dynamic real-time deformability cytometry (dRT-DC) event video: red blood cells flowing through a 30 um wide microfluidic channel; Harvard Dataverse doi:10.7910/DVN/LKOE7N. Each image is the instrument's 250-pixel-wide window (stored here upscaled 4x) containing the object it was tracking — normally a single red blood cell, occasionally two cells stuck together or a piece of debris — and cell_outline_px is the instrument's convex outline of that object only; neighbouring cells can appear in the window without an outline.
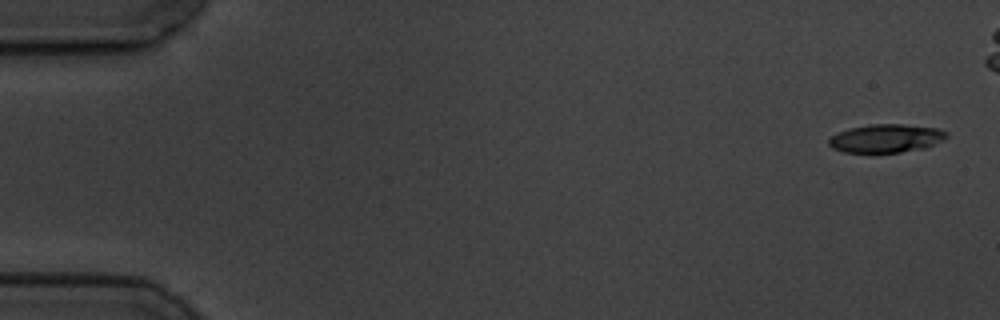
{"species": "common noctule bat (a hibernating species)", "species_latin": "Nyctalus noctula", "temperature_condition": "cold", "stored_images_in_passage": 11, "camera_frame_rate_fps": 3000, "um_per_image_px": 0.085, "animal": {"sex": "male", "body_mass_g": 19.5, "forearm_length_mm": 54.6}, "frame": {"image": 1, "passage_image": 1, "time_ms": 0.0, "image_size_px": [1000, 320], "cell_outline_px": [[948, 136], [944, 140], [924, 148], [900, 152], [872, 156], [844, 152], [832, 148], [828, 144], [828, 140], [832, 136], [840, 132], [852, 128], [872, 124], [904, 124], [940, 128], [948, 132]], "centroid_in_image_um": [75.32, 11.8], "position_along_channel_um": 9.7, "area_um2": 20.17}}
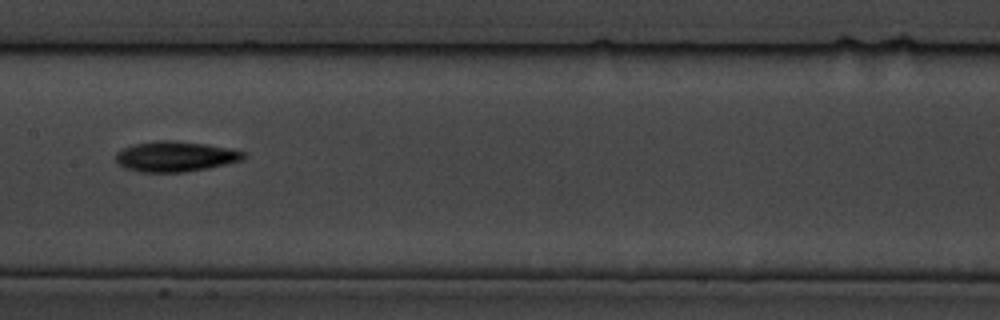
{"frame": {"image": 2, "passage_image": 8, "time_ms": 9.0, "image_size_px": [1000, 320], "cell_outline_px": [[248, 156], [244, 160], [208, 168], [184, 172], [140, 172], [124, 168], [116, 160], [116, 152], [124, 148], [136, 144], [156, 140], [172, 140], [208, 144], [248, 152]], "centroid_in_image_um": [14.96, 13.3], "position_along_channel_um": 192.4, "area_um2": 22.77}}
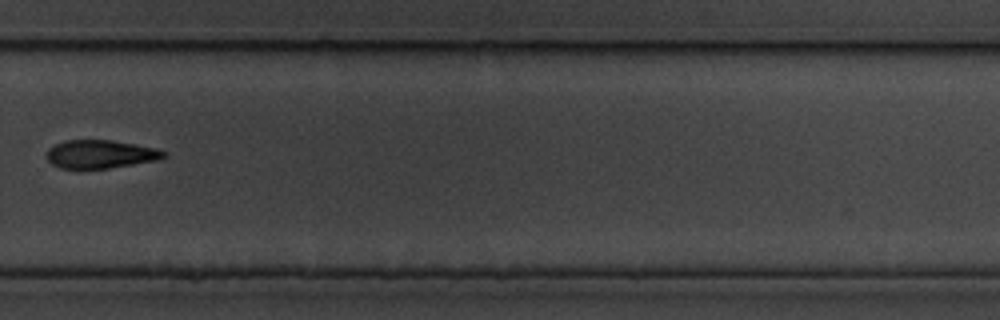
{"frame": {"image": 3, "passage_image": 11, "time_ms": 12.667, "image_size_px": [1000, 320], "cell_outline_px": [[168, 156], [160, 160], [108, 168], [80, 172], [60, 168], [52, 164], [48, 160], [48, 148], [64, 140], [112, 140], [156, 148], [168, 152]], "centroid_in_image_um": [8.54, 13.14], "position_along_channel_um": 321.3, "area_um2": 20.0}}